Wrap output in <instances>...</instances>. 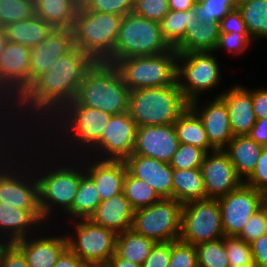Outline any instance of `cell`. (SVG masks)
I'll return each mask as SVG.
<instances>
[{
    "label": "cell",
    "mask_w": 267,
    "mask_h": 267,
    "mask_svg": "<svg viewBox=\"0 0 267 267\" xmlns=\"http://www.w3.org/2000/svg\"><path fill=\"white\" fill-rule=\"evenodd\" d=\"M35 16L34 0H0V26Z\"/></svg>",
    "instance_id": "cell-39"
},
{
    "label": "cell",
    "mask_w": 267,
    "mask_h": 267,
    "mask_svg": "<svg viewBox=\"0 0 267 267\" xmlns=\"http://www.w3.org/2000/svg\"><path fill=\"white\" fill-rule=\"evenodd\" d=\"M236 5L234 0H197L194 13L206 24L220 23Z\"/></svg>",
    "instance_id": "cell-40"
},
{
    "label": "cell",
    "mask_w": 267,
    "mask_h": 267,
    "mask_svg": "<svg viewBox=\"0 0 267 267\" xmlns=\"http://www.w3.org/2000/svg\"><path fill=\"white\" fill-rule=\"evenodd\" d=\"M235 2H236V4L238 3V2H240V1H242V0H234Z\"/></svg>",
    "instance_id": "cell-62"
},
{
    "label": "cell",
    "mask_w": 267,
    "mask_h": 267,
    "mask_svg": "<svg viewBox=\"0 0 267 267\" xmlns=\"http://www.w3.org/2000/svg\"><path fill=\"white\" fill-rule=\"evenodd\" d=\"M111 116L112 115L109 113L83 105H66L55 116L56 118H53L50 122H52V124H56L58 122L56 124V130H58L59 133L60 131H63V133L61 132L59 136H63V134L66 135V138H71L70 143L73 140L72 145H77V149L83 147V149L85 148L84 150H86L85 152L88 150L87 153H89V148H92L100 140L104 132V128L109 122ZM61 123L64 126H62ZM60 128L62 130H59Z\"/></svg>",
    "instance_id": "cell-9"
},
{
    "label": "cell",
    "mask_w": 267,
    "mask_h": 267,
    "mask_svg": "<svg viewBox=\"0 0 267 267\" xmlns=\"http://www.w3.org/2000/svg\"><path fill=\"white\" fill-rule=\"evenodd\" d=\"M257 143L267 146V119H259L248 134Z\"/></svg>",
    "instance_id": "cell-55"
},
{
    "label": "cell",
    "mask_w": 267,
    "mask_h": 267,
    "mask_svg": "<svg viewBox=\"0 0 267 267\" xmlns=\"http://www.w3.org/2000/svg\"><path fill=\"white\" fill-rule=\"evenodd\" d=\"M133 215L134 209L122 192L102 201L89 219L119 234L132 229Z\"/></svg>",
    "instance_id": "cell-26"
},
{
    "label": "cell",
    "mask_w": 267,
    "mask_h": 267,
    "mask_svg": "<svg viewBox=\"0 0 267 267\" xmlns=\"http://www.w3.org/2000/svg\"><path fill=\"white\" fill-rule=\"evenodd\" d=\"M224 236L217 199L193 200L183 204L180 241L198 245Z\"/></svg>",
    "instance_id": "cell-11"
},
{
    "label": "cell",
    "mask_w": 267,
    "mask_h": 267,
    "mask_svg": "<svg viewBox=\"0 0 267 267\" xmlns=\"http://www.w3.org/2000/svg\"><path fill=\"white\" fill-rule=\"evenodd\" d=\"M173 198L182 204L206 199L204 180L200 168L173 169Z\"/></svg>",
    "instance_id": "cell-31"
},
{
    "label": "cell",
    "mask_w": 267,
    "mask_h": 267,
    "mask_svg": "<svg viewBox=\"0 0 267 267\" xmlns=\"http://www.w3.org/2000/svg\"><path fill=\"white\" fill-rule=\"evenodd\" d=\"M95 63L90 56L74 46L68 53L59 57L47 73L37 77L13 102L14 109L12 115L9 113V116H14V114L18 116L19 113L22 117L23 109V117L26 116L25 113H28V119L35 116L30 120H36V123H39L43 129L47 126L46 133L51 131L52 127L47 125L51 123L47 120L55 118L68 103L74 100L78 86ZM39 117L43 123L47 121L45 126L40 122Z\"/></svg>",
    "instance_id": "cell-1"
},
{
    "label": "cell",
    "mask_w": 267,
    "mask_h": 267,
    "mask_svg": "<svg viewBox=\"0 0 267 267\" xmlns=\"http://www.w3.org/2000/svg\"><path fill=\"white\" fill-rule=\"evenodd\" d=\"M136 131L137 124L128 112L112 115L100 140L90 150L91 152L99 150L97 153L99 152L100 155L94 154L102 160L125 161L133 153Z\"/></svg>",
    "instance_id": "cell-15"
},
{
    "label": "cell",
    "mask_w": 267,
    "mask_h": 267,
    "mask_svg": "<svg viewBox=\"0 0 267 267\" xmlns=\"http://www.w3.org/2000/svg\"><path fill=\"white\" fill-rule=\"evenodd\" d=\"M5 125H6V124H4V125H1V124H0L1 127L5 126ZM1 127H0V139H1V141H2V139H5L3 135H6V134H5V133H2L3 131H1ZM1 133H2V136H1ZM1 137H3V138H1ZM4 141H5L6 143L8 142V141H6V139L3 140V143H1L2 145L0 144V147L6 145V143H4ZM3 144H4V145H3Z\"/></svg>",
    "instance_id": "cell-61"
},
{
    "label": "cell",
    "mask_w": 267,
    "mask_h": 267,
    "mask_svg": "<svg viewBox=\"0 0 267 267\" xmlns=\"http://www.w3.org/2000/svg\"><path fill=\"white\" fill-rule=\"evenodd\" d=\"M206 152L194 145L179 143L169 164L173 169L200 168Z\"/></svg>",
    "instance_id": "cell-42"
},
{
    "label": "cell",
    "mask_w": 267,
    "mask_h": 267,
    "mask_svg": "<svg viewBox=\"0 0 267 267\" xmlns=\"http://www.w3.org/2000/svg\"><path fill=\"white\" fill-rule=\"evenodd\" d=\"M170 242H156L142 267H168Z\"/></svg>",
    "instance_id": "cell-51"
},
{
    "label": "cell",
    "mask_w": 267,
    "mask_h": 267,
    "mask_svg": "<svg viewBox=\"0 0 267 267\" xmlns=\"http://www.w3.org/2000/svg\"><path fill=\"white\" fill-rule=\"evenodd\" d=\"M7 42L4 28L0 26V55L4 51L5 44Z\"/></svg>",
    "instance_id": "cell-59"
},
{
    "label": "cell",
    "mask_w": 267,
    "mask_h": 267,
    "mask_svg": "<svg viewBox=\"0 0 267 267\" xmlns=\"http://www.w3.org/2000/svg\"><path fill=\"white\" fill-rule=\"evenodd\" d=\"M53 267H92L89 263L83 262L68 247L59 256Z\"/></svg>",
    "instance_id": "cell-54"
},
{
    "label": "cell",
    "mask_w": 267,
    "mask_h": 267,
    "mask_svg": "<svg viewBox=\"0 0 267 267\" xmlns=\"http://www.w3.org/2000/svg\"><path fill=\"white\" fill-rule=\"evenodd\" d=\"M0 113L1 114H3L6 110L5 109H7V111L6 112H8L9 110V112H11V114H12V108H13V101L0 89ZM11 101V102H10ZM5 102V103H4ZM9 103V104H8ZM6 105V106H5ZM9 105H11V106H9ZM1 106H2V108H1ZM10 107V108H9ZM8 108H9V110H8ZM2 115L0 116V120H1V122H0V124L1 125H3L2 123V120L3 121H5L6 122V124H8V122H7V118L4 120V119H2Z\"/></svg>",
    "instance_id": "cell-58"
},
{
    "label": "cell",
    "mask_w": 267,
    "mask_h": 267,
    "mask_svg": "<svg viewBox=\"0 0 267 267\" xmlns=\"http://www.w3.org/2000/svg\"><path fill=\"white\" fill-rule=\"evenodd\" d=\"M250 245L255 267H267V233L261 235Z\"/></svg>",
    "instance_id": "cell-52"
},
{
    "label": "cell",
    "mask_w": 267,
    "mask_h": 267,
    "mask_svg": "<svg viewBox=\"0 0 267 267\" xmlns=\"http://www.w3.org/2000/svg\"><path fill=\"white\" fill-rule=\"evenodd\" d=\"M42 221L45 222L40 209H18L0 203V232H4L0 234L1 238L8 237L7 239L0 238V243L3 241L4 243H13L16 240L27 238L31 229H34L35 226V228L39 225L43 226ZM3 235L4 237H2Z\"/></svg>",
    "instance_id": "cell-24"
},
{
    "label": "cell",
    "mask_w": 267,
    "mask_h": 267,
    "mask_svg": "<svg viewBox=\"0 0 267 267\" xmlns=\"http://www.w3.org/2000/svg\"><path fill=\"white\" fill-rule=\"evenodd\" d=\"M129 92L113 65L95 63L78 86L74 100L67 105H83L111 115L122 114L128 110Z\"/></svg>",
    "instance_id": "cell-2"
},
{
    "label": "cell",
    "mask_w": 267,
    "mask_h": 267,
    "mask_svg": "<svg viewBox=\"0 0 267 267\" xmlns=\"http://www.w3.org/2000/svg\"><path fill=\"white\" fill-rule=\"evenodd\" d=\"M179 141L174 124L137 127L132 154L151 157L169 163Z\"/></svg>",
    "instance_id": "cell-18"
},
{
    "label": "cell",
    "mask_w": 267,
    "mask_h": 267,
    "mask_svg": "<svg viewBox=\"0 0 267 267\" xmlns=\"http://www.w3.org/2000/svg\"><path fill=\"white\" fill-rule=\"evenodd\" d=\"M168 267H198L196 247L180 240L170 242Z\"/></svg>",
    "instance_id": "cell-43"
},
{
    "label": "cell",
    "mask_w": 267,
    "mask_h": 267,
    "mask_svg": "<svg viewBox=\"0 0 267 267\" xmlns=\"http://www.w3.org/2000/svg\"><path fill=\"white\" fill-rule=\"evenodd\" d=\"M183 204L175 198H163L158 202L134 210L132 230L155 242H174L181 232Z\"/></svg>",
    "instance_id": "cell-8"
},
{
    "label": "cell",
    "mask_w": 267,
    "mask_h": 267,
    "mask_svg": "<svg viewBox=\"0 0 267 267\" xmlns=\"http://www.w3.org/2000/svg\"><path fill=\"white\" fill-rule=\"evenodd\" d=\"M30 49L6 42L0 55V89L14 102L30 85Z\"/></svg>",
    "instance_id": "cell-16"
},
{
    "label": "cell",
    "mask_w": 267,
    "mask_h": 267,
    "mask_svg": "<svg viewBox=\"0 0 267 267\" xmlns=\"http://www.w3.org/2000/svg\"><path fill=\"white\" fill-rule=\"evenodd\" d=\"M229 267H255L251 245L238 237L224 236Z\"/></svg>",
    "instance_id": "cell-41"
},
{
    "label": "cell",
    "mask_w": 267,
    "mask_h": 267,
    "mask_svg": "<svg viewBox=\"0 0 267 267\" xmlns=\"http://www.w3.org/2000/svg\"><path fill=\"white\" fill-rule=\"evenodd\" d=\"M219 97L228 109L233 136L248 135L257 121L252 106V90L236 85L223 91Z\"/></svg>",
    "instance_id": "cell-22"
},
{
    "label": "cell",
    "mask_w": 267,
    "mask_h": 267,
    "mask_svg": "<svg viewBox=\"0 0 267 267\" xmlns=\"http://www.w3.org/2000/svg\"><path fill=\"white\" fill-rule=\"evenodd\" d=\"M197 0H168L169 9L173 11H189L195 8Z\"/></svg>",
    "instance_id": "cell-56"
},
{
    "label": "cell",
    "mask_w": 267,
    "mask_h": 267,
    "mask_svg": "<svg viewBox=\"0 0 267 267\" xmlns=\"http://www.w3.org/2000/svg\"><path fill=\"white\" fill-rule=\"evenodd\" d=\"M213 53L214 51H192L178 54L176 80L189 103L220 83V66Z\"/></svg>",
    "instance_id": "cell-10"
},
{
    "label": "cell",
    "mask_w": 267,
    "mask_h": 267,
    "mask_svg": "<svg viewBox=\"0 0 267 267\" xmlns=\"http://www.w3.org/2000/svg\"><path fill=\"white\" fill-rule=\"evenodd\" d=\"M251 39H267V0H242L237 3Z\"/></svg>",
    "instance_id": "cell-36"
},
{
    "label": "cell",
    "mask_w": 267,
    "mask_h": 267,
    "mask_svg": "<svg viewBox=\"0 0 267 267\" xmlns=\"http://www.w3.org/2000/svg\"><path fill=\"white\" fill-rule=\"evenodd\" d=\"M76 7L80 8L86 3L87 0H70Z\"/></svg>",
    "instance_id": "cell-60"
},
{
    "label": "cell",
    "mask_w": 267,
    "mask_h": 267,
    "mask_svg": "<svg viewBox=\"0 0 267 267\" xmlns=\"http://www.w3.org/2000/svg\"><path fill=\"white\" fill-rule=\"evenodd\" d=\"M194 22H201L193 10L173 11L170 10L160 22L162 37L170 48L175 49L184 39L186 30Z\"/></svg>",
    "instance_id": "cell-34"
},
{
    "label": "cell",
    "mask_w": 267,
    "mask_h": 267,
    "mask_svg": "<svg viewBox=\"0 0 267 267\" xmlns=\"http://www.w3.org/2000/svg\"><path fill=\"white\" fill-rule=\"evenodd\" d=\"M243 183L267 196V146H263L255 169Z\"/></svg>",
    "instance_id": "cell-47"
},
{
    "label": "cell",
    "mask_w": 267,
    "mask_h": 267,
    "mask_svg": "<svg viewBox=\"0 0 267 267\" xmlns=\"http://www.w3.org/2000/svg\"><path fill=\"white\" fill-rule=\"evenodd\" d=\"M86 163L89 164L85 168V173L94 181L102 201L123 192L127 171L124 161L102 159L95 161L93 159Z\"/></svg>",
    "instance_id": "cell-25"
},
{
    "label": "cell",
    "mask_w": 267,
    "mask_h": 267,
    "mask_svg": "<svg viewBox=\"0 0 267 267\" xmlns=\"http://www.w3.org/2000/svg\"><path fill=\"white\" fill-rule=\"evenodd\" d=\"M171 48L162 37L160 23L129 13L123 16L113 54L104 62L133 56H154Z\"/></svg>",
    "instance_id": "cell-5"
},
{
    "label": "cell",
    "mask_w": 267,
    "mask_h": 267,
    "mask_svg": "<svg viewBox=\"0 0 267 267\" xmlns=\"http://www.w3.org/2000/svg\"><path fill=\"white\" fill-rule=\"evenodd\" d=\"M9 147L10 145L7 147L9 150H7V148L3 149L2 147H0V156L2 155L4 157V153H8L7 151L13 154V152L10 151L11 149ZM1 149L6 151L3 152ZM2 156L0 157V160ZM10 156L11 154L7 158L11 161L10 167L9 164L8 166L4 165L6 162L4 160H7L6 158H3L0 161V203L18 209H40L37 178L33 180L32 178H29V176L24 177L27 176L25 175V172L20 176V173L22 172L20 163L19 168L21 170H16L18 169V166L17 168L15 166V169H13L14 166L11 164L15 163V159L13 160V158H10ZM2 161H4V163L1 167Z\"/></svg>",
    "instance_id": "cell-14"
},
{
    "label": "cell",
    "mask_w": 267,
    "mask_h": 267,
    "mask_svg": "<svg viewBox=\"0 0 267 267\" xmlns=\"http://www.w3.org/2000/svg\"><path fill=\"white\" fill-rule=\"evenodd\" d=\"M123 16L78 8L72 28L74 46L96 63L105 62L114 51Z\"/></svg>",
    "instance_id": "cell-4"
},
{
    "label": "cell",
    "mask_w": 267,
    "mask_h": 267,
    "mask_svg": "<svg viewBox=\"0 0 267 267\" xmlns=\"http://www.w3.org/2000/svg\"><path fill=\"white\" fill-rule=\"evenodd\" d=\"M226 146L228 149L224 151L234 165L237 176L244 182L255 169L263 145L243 135L233 136Z\"/></svg>",
    "instance_id": "cell-27"
},
{
    "label": "cell",
    "mask_w": 267,
    "mask_h": 267,
    "mask_svg": "<svg viewBox=\"0 0 267 267\" xmlns=\"http://www.w3.org/2000/svg\"><path fill=\"white\" fill-rule=\"evenodd\" d=\"M123 193L134 210L148 207L161 199L152 186L133 176L128 170L124 178Z\"/></svg>",
    "instance_id": "cell-37"
},
{
    "label": "cell",
    "mask_w": 267,
    "mask_h": 267,
    "mask_svg": "<svg viewBox=\"0 0 267 267\" xmlns=\"http://www.w3.org/2000/svg\"><path fill=\"white\" fill-rule=\"evenodd\" d=\"M155 243L153 239L131 229L117 234L115 252L120 257L142 266Z\"/></svg>",
    "instance_id": "cell-33"
},
{
    "label": "cell",
    "mask_w": 267,
    "mask_h": 267,
    "mask_svg": "<svg viewBox=\"0 0 267 267\" xmlns=\"http://www.w3.org/2000/svg\"><path fill=\"white\" fill-rule=\"evenodd\" d=\"M178 53L174 49L154 56H133L117 60L119 71L129 90L174 85Z\"/></svg>",
    "instance_id": "cell-6"
},
{
    "label": "cell",
    "mask_w": 267,
    "mask_h": 267,
    "mask_svg": "<svg viewBox=\"0 0 267 267\" xmlns=\"http://www.w3.org/2000/svg\"><path fill=\"white\" fill-rule=\"evenodd\" d=\"M65 163L45 170V174L37 175L39 207L43 220L46 222L48 215L51 216L55 209L63 208L66 213L74 202L81 177L85 174V169L74 168L71 164ZM76 166V169H75ZM57 167V168H56ZM54 168V169H53ZM49 170V171H47ZM81 170V171H80ZM40 176V177H38ZM59 207V208H58ZM53 209V210H52Z\"/></svg>",
    "instance_id": "cell-7"
},
{
    "label": "cell",
    "mask_w": 267,
    "mask_h": 267,
    "mask_svg": "<svg viewBox=\"0 0 267 267\" xmlns=\"http://www.w3.org/2000/svg\"><path fill=\"white\" fill-rule=\"evenodd\" d=\"M198 267H229L224 237L195 245Z\"/></svg>",
    "instance_id": "cell-38"
},
{
    "label": "cell",
    "mask_w": 267,
    "mask_h": 267,
    "mask_svg": "<svg viewBox=\"0 0 267 267\" xmlns=\"http://www.w3.org/2000/svg\"><path fill=\"white\" fill-rule=\"evenodd\" d=\"M220 36V23L194 22L183 41L174 49L178 54L192 51H214Z\"/></svg>",
    "instance_id": "cell-29"
},
{
    "label": "cell",
    "mask_w": 267,
    "mask_h": 267,
    "mask_svg": "<svg viewBox=\"0 0 267 267\" xmlns=\"http://www.w3.org/2000/svg\"><path fill=\"white\" fill-rule=\"evenodd\" d=\"M226 33L249 34L242 14L237 6L231 9L220 21V34Z\"/></svg>",
    "instance_id": "cell-50"
},
{
    "label": "cell",
    "mask_w": 267,
    "mask_h": 267,
    "mask_svg": "<svg viewBox=\"0 0 267 267\" xmlns=\"http://www.w3.org/2000/svg\"><path fill=\"white\" fill-rule=\"evenodd\" d=\"M102 202L94 181L85 173L80 180L72 207L65 213L76 219H89Z\"/></svg>",
    "instance_id": "cell-35"
},
{
    "label": "cell",
    "mask_w": 267,
    "mask_h": 267,
    "mask_svg": "<svg viewBox=\"0 0 267 267\" xmlns=\"http://www.w3.org/2000/svg\"><path fill=\"white\" fill-rule=\"evenodd\" d=\"M105 267H142V266L120 257L115 252L114 255L107 262Z\"/></svg>",
    "instance_id": "cell-57"
},
{
    "label": "cell",
    "mask_w": 267,
    "mask_h": 267,
    "mask_svg": "<svg viewBox=\"0 0 267 267\" xmlns=\"http://www.w3.org/2000/svg\"><path fill=\"white\" fill-rule=\"evenodd\" d=\"M35 16L54 28L71 29L78 7L70 0H34Z\"/></svg>",
    "instance_id": "cell-32"
},
{
    "label": "cell",
    "mask_w": 267,
    "mask_h": 267,
    "mask_svg": "<svg viewBox=\"0 0 267 267\" xmlns=\"http://www.w3.org/2000/svg\"><path fill=\"white\" fill-rule=\"evenodd\" d=\"M27 238L16 240L13 244L23 253L29 267H53L67 248L66 236Z\"/></svg>",
    "instance_id": "cell-23"
},
{
    "label": "cell",
    "mask_w": 267,
    "mask_h": 267,
    "mask_svg": "<svg viewBox=\"0 0 267 267\" xmlns=\"http://www.w3.org/2000/svg\"><path fill=\"white\" fill-rule=\"evenodd\" d=\"M252 106L256 120L267 119V88L252 90Z\"/></svg>",
    "instance_id": "cell-53"
},
{
    "label": "cell",
    "mask_w": 267,
    "mask_h": 267,
    "mask_svg": "<svg viewBox=\"0 0 267 267\" xmlns=\"http://www.w3.org/2000/svg\"><path fill=\"white\" fill-rule=\"evenodd\" d=\"M3 28L7 41L22 44L29 49L45 40L54 29L51 24L37 16L14 22Z\"/></svg>",
    "instance_id": "cell-28"
},
{
    "label": "cell",
    "mask_w": 267,
    "mask_h": 267,
    "mask_svg": "<svg viewBox=\"0 0 267 267\" xmlns=\"http://www.w3.org/2000/svg\"><path fill=\"white\" fill-rule=\"evenodd\" d=\"M266 199L267 196L264 193L244 183L227 195L218 198L225 236L237 237Z\"/></svg>",
    "instance_id": "cell-13"
},
{
    "label": "cell",
    "mask_w": 267,
    "mask_h": 267,
    "mask_svg": "<svg viewBox=\"0 0 267 267\" xmlns=\"http://www.w3.org/2000/svg\"><path fill=\"white\" fill-rule=\"evenodd\" d=\"M124 162L127 170L152 186L161 199L173 198V168L169 163L138 154H131Z\"/></svg>",
    "instance_id": "cell-20"
},
{
    "label": "cell",
    "mask_w": 267,
    "mask_h": 267,
    "mask_svg": "<svg viewBox=\"0 0 267 267\" xmlns=\"http://www.w3.org/2000/svg\"><path fill=\"white\" fill-rule=\"evenodd\" d=\"M174 128L179 143L197 146L206 153L216 150L210 143L199 116L190 107L174 122Z\"/></svg>",
    "instance_id": "cell-30"
},
{
    "label": "cell",
    "mask_w": 267,
    "mask_h": 267,
    "mask_svg": "<svg viewBox=\"0 0 267 267\" xmlns=\"http://www.w3.org/2000/svg\"><path fill=\"white\" fill-rule=\"evenodd\" d=\"M74 228L77 239L66 236L67 247L92 267L105 266L115 253L117 234L90 219H79Z\"/></svg>",
    "instance_id": "cell-12"
},
{
    "label": "cell",
    "mask_w": 267,
    "mask_h": 267,
    "mask_svg": "<svg viewBox=\"0 0 267 267\" xmlns=\"http://www.w3.org/2000/svg\"><path fill=\"white\" fill-rule=\"evenodd\" d=\"M200 169L206 199L221 198L243 183L224 149H216L212 153L207 152Z\"/></svg>",
    "instance_id": "cell-17"
},
{
    "label": "cell",
    "mask_w": 267,
    "mask_h": 267,
    "mask_svg": "<svg viewBox=\"0 0 267 267\" xmlns=\"http://www.w3.org/2000/svg\"><path fill=\"white\" fill-rule=\"evenodd\" d=\"M169 11L168 0H134L132 12L160 23Z\"/></svg>",
    "instance_id": "cell-45"
},
{
    "label": "cell",
    "mask_w": 267,
    "mask_h": 267,
    "mask_svg": "<svg viewBox=\"0 0 267 267\" xmlns=\"http://www.w3.org/2000/svg\"><path fill=\"white\" fill-rule=\"evenodd\" d=\"M198 101L199 99L191 101L189 107L202 121L210 143L216 149H227L226 145L233 138V133L225 102L218 95L211 103L205 105L200 112Z\"/></svg>",
    "instance_id": "cell-21"
},
{
    "label": "cell",
    "mask_w": 267,
    "mask_h": 267,
    "mask_svg": "<svg viewBox=\"0 0 267 267\" xmlns=\"http://www.w3.org/2000/svg\"><path fill=\"white\" fill-rule=\"evenodd\" d=\"M134 0H87L83 9L92 12L111 13L125 16L132 13Z\"/></svg>",
    "instance_id": "cell-46"
},
{
    "label": "cell",
    "mask_w": 267,
    "mask_h": 267,
    "mask_svg": "<svg viewBox=\"0 0 267 267\" xmlns=\"http://www.w3.org/2000/svg\"><path fill=\"white\" fill-rule=\"evenodd\" d=\"M265 233H267V199L263 206L251 216L237 237L250 244Z\"/></svg>",
    "instance_id": "cell-44"
},
{
    "label": "cell",
    "mask_w": 267,
    "mask_h": 267,
    "mask_svg": "<svg viewBox=\"0 0 267 267\" xmlns=\"http://www.w3.org/2000/svg\"><path fill=\"white\" fill-rule=\"evenodd\" d=\"M0 267H29L23 253L13 243H0Z\"/></svg>",
    "instance_id": "cell-49"
},
{
    "label": "cell",
    "mask_w": 267,
    "mask_h": 267,
    "mask_svg": "<svg viewBox=\"0 0 267 267\" xmlns=\"http://www.w3.org/2000/svg\"><path fill=\"white\" fill-rule=\"evenodd\" d=\"M189 107L177 82L170 86L130 90L128 110L137 127L174 124Z\"/></svg>",
    "instance_id": "cell-3"
},
{
    "label": "cell",
    "mask_w": 267,
    "mask_h": 267,
    "mask_svg": "<svg viewBox=\"0 0 267 267\" xmlns=\"http://www.w3.org/2000/svg\"><path fill=\"white\" fill-rule=\"evenodd\" d=\"M252 42L253 41L249 37V34H220L215 51L224 48L229 52L231 51L230 53L233 55L238 53L240 54L241 52L243 53Z\"/></svg>",
    "instance_id": "cell-48"
},
{
    "label": "cell",
    "mask_w": 267,
    "mask_h": 267,
    "mask_svg": "<svg viewBox=\"0 0 267 267\" xmlns=\"http://www.w3.org/2000/svg\"><path fill=\"white\" fill-rule=\"evenodd\" d=\"M73 47V31L54 28L45 40L30 48V84L40 75L47 73L57 59Z\"/></svg>",
    "instance_id": "cell-19"
}]
</instances>
